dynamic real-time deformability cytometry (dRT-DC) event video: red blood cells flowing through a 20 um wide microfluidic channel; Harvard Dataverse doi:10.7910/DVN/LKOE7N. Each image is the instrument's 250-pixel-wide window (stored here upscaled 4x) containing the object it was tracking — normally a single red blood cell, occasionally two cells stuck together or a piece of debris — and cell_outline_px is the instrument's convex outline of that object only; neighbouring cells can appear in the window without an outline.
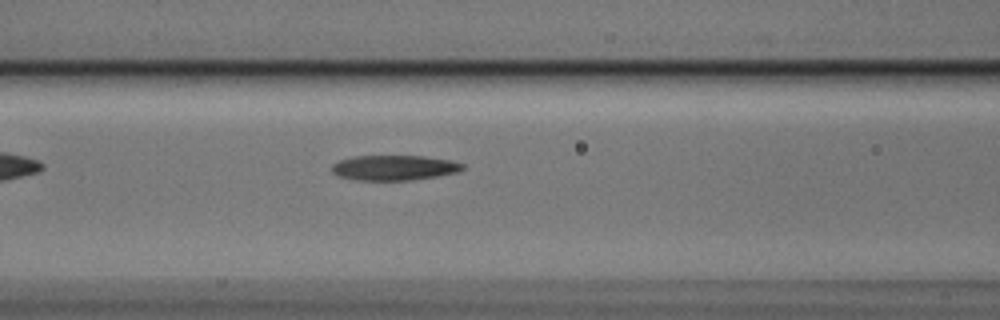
{"species": "Egyptian fruit bat (a non-hibernating species)", "species_latin": "Rousettus aegyptiacus", "temperature_condition": "cold", "stored_images_in_passage": 7, "camera_frame_rate_fps": 3000, "um_per_image_px": 0.085, "animal": {"sex": "male"}, "frame": {"image": 1, "passage_image": 7, "time_ms": 2.0, "image_size_px": [1000, 320], "cell_outline_px": [[464, 168], [460, 172], [412, 180], [356, 180], [336, 176], [332, 172], [332, 164], [340, 160], [352, 156], [424, 156], [452, 160], [464, 164]], "centroid_in_image_um": [33.5, 14.25], "position_along_channel_um": 133.1, "area_um2": 19.31}}